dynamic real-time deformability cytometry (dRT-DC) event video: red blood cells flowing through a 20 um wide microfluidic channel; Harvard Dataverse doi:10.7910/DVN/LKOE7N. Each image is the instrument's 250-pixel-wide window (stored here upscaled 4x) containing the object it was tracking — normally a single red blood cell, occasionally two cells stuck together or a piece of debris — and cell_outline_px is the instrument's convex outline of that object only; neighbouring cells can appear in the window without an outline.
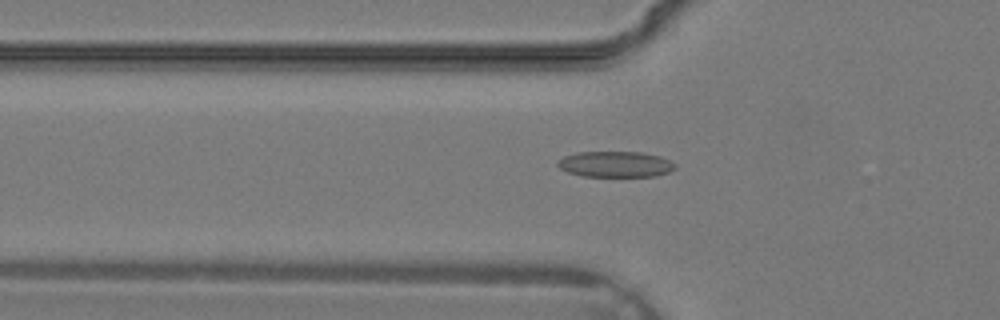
{"species": "common noctule bat (a hibernating species)", "species_latin": "Nyctalus noctula", "temperature_condition": "warm", "stored_images_in_passage": 31, "segment_of_instrument_passage": [1, 2], "camera_frame_rate_fps": 3000, "um_per_image_px": 0.085, "animal": {"sex": "male", "body_mass_g": 19.2, "forearm_length_mm": 51.8}, "frame": {"image": 1, "passage_image": 6, "time_ms": 1.667, "image_size_px": [1000, 320], "cell_outline_px": [[676, 168], [668, 172], [656, 176], [584, 176], [568, 172], [560, 168], [556, 164], [556, 160], [564, 156], [576, 152], [640, 152], [660, 156], [676, 164]], "centroid_in_image_um": [52.29, 13.95], "position_along_channel_um": 73.5, "area_um2": 17.69}}
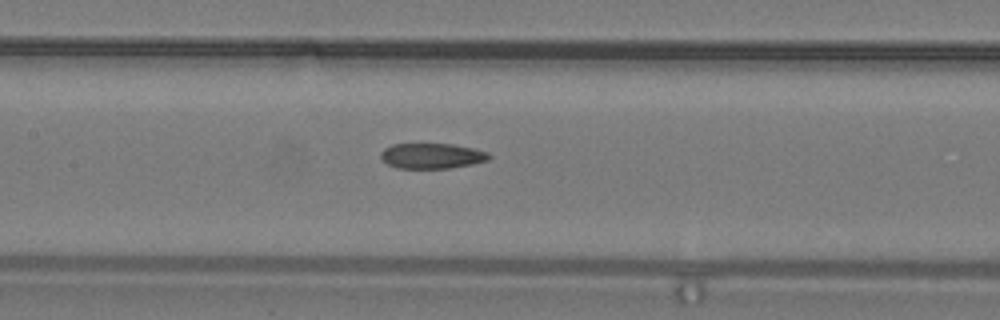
{"frame": {"image": 2, "passage_image": 11, "time_ms": 3.333, "image_size_px": [1000, 320], "cell_outline_px": [[492, 156], [488, 160], [472, 164], [448, 168], [396, 168], [388, 164], [380, 156], [380, 152], [384, 148], [392, 144], [452, 144], [472, 148], [488, 152]], "centroid_in_image_um": [36.7, 13.25], "position_along_channel_um": 170.7, "area_um2": 15.95}}
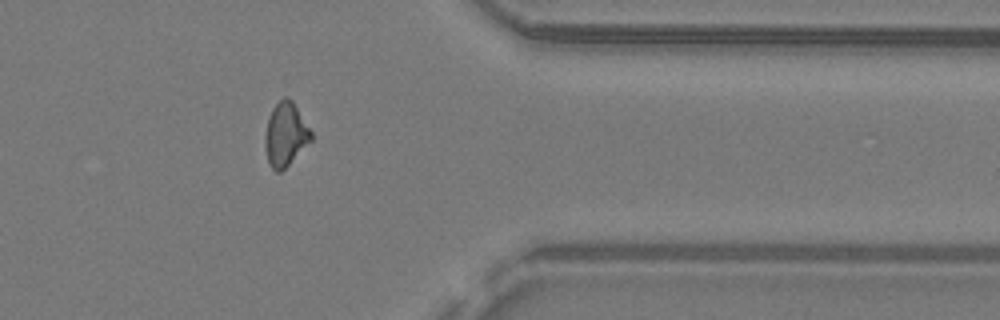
{"frame": {"image": 3, "passage_image": 23, "time_ms": 7.333, "image_size_px": [1000, 320], "cell_outline_px": [[312, 140], [280, 172], [276, 172], [272, 168], [268, 160], [264, 148], [264, 136], [268, 116], [272, 108], [284, 96], [288, 96], [292, 100], [312, 132]], "centroid_in_image_um": [24.25, 11.4], "position_along_channel_um": 387.2, "area_um2": 17.05}}